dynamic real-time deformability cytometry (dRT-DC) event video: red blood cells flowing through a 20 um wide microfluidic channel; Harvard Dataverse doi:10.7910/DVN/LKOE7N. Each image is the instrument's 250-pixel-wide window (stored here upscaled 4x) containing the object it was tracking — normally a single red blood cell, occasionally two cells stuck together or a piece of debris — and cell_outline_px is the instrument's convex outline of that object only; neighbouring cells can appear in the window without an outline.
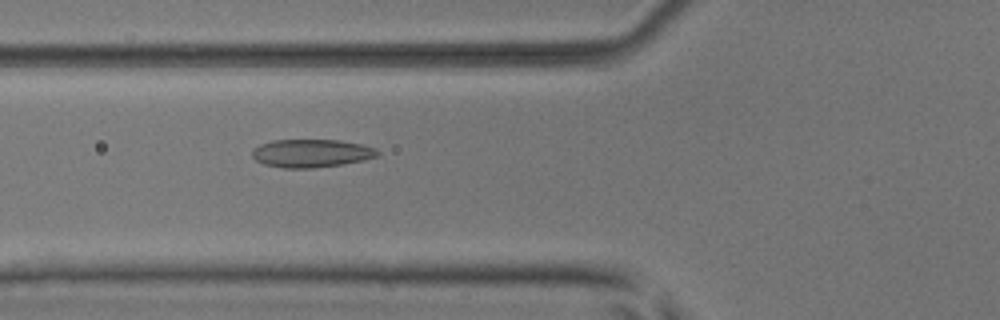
{"species": "common noctule bat (a hibernating species)", "species_latin": "Nyctalus noctula", "temperature_condition": "room temperature", "stored_images_in_passage": 5, "camera_frame_rate_fps": 3000, "um_per_image_px": 0.085, "animal": {"sex": "male", "body_mass_g": 17.9, "forearm_length_mm": 54.2}, "frame": {"image": 1, "passage_image": 5, "time_ms": 1.333, "image_size_px": [1000, 320], "cell_outline_px": [[380, 156], [364, 160], [340, 164], [312, 168], [284, 168], [264, 164], [256, 160], [252, 156], [252, 148], [260, 144], [272, 140], [340, 140], [360, 144], [376, 148], [380, 152]], "centroid_in_image_um": [26.47, 13.02], "position_along_channel_um": 99.3, "area_um2": 20.58}}